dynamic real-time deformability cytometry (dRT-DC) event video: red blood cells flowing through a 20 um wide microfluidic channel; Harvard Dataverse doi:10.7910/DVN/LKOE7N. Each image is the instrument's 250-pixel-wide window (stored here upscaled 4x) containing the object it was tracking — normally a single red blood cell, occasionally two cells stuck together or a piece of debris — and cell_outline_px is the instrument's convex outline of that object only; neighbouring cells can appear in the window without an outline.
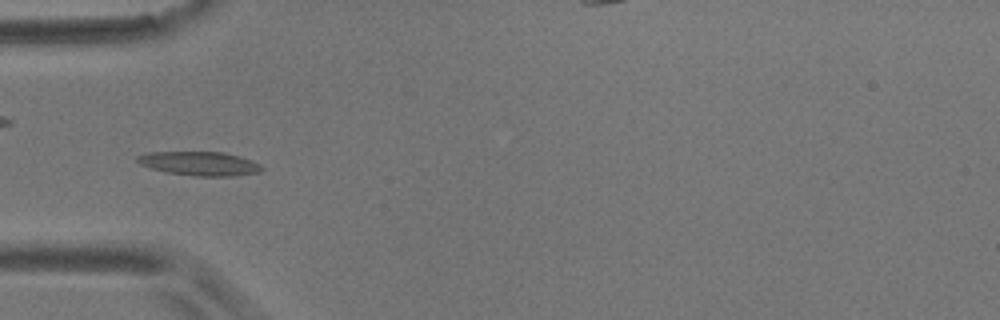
{"species": "common noctule bat (a hibernating species)", "species_latin": "Nyctalus noctula", "temperature_condition": "room temperature", "stored_images_in_passage": 8, "segment_of_instrument_passage": [1, 2], "camera_frame_rate_fps": 3000, "um_per_image_px": 0.085, "animal": {"sex": "male", "body_mass_g": 17.9}, "frame": {"image": 1, "passage_image": 6, "time_ms": 7.0, "image_size_px": [1000, 320], "cell_outline_px": [[264, 168], [260, 172], [232, 176], [196, 176], [164, 172], [140, 164], [136, 160], [136, 156], [148, 152], [224, 152], [260, 164]], "centroid_in_image_um": [16.93, 13.91], "position_along_channel_um": 68.1, "area_um2": 17.22}}
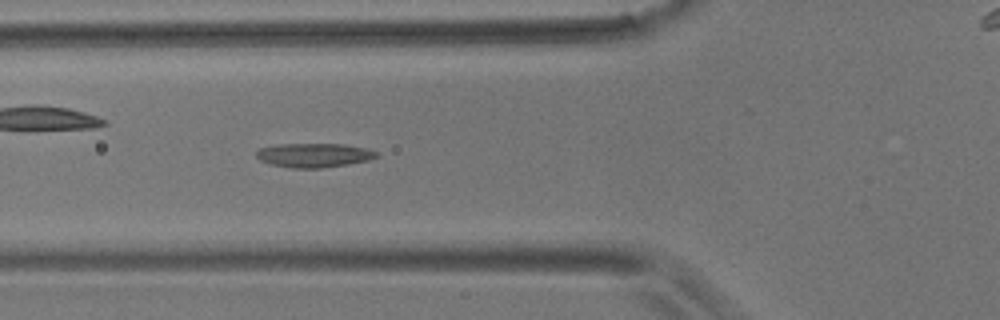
{"frame": {"image": 2, "passage_image": 7, "time_ms": 8.0, "image_size_px": [1000, 320], "cell_outline_px": [[380, 156], [368, 160], [348, 164], [320, 168], [292, 168], [268, 164], [260, 160], [256, 156], [256, 152], [260, 148], [276, 144], [344, 144], [364, 148], [376, 152]], "centroid_in_image_um": [26.65, 13.19], "position_along_channel_um": 99.2, "area_um2": 16.88}}